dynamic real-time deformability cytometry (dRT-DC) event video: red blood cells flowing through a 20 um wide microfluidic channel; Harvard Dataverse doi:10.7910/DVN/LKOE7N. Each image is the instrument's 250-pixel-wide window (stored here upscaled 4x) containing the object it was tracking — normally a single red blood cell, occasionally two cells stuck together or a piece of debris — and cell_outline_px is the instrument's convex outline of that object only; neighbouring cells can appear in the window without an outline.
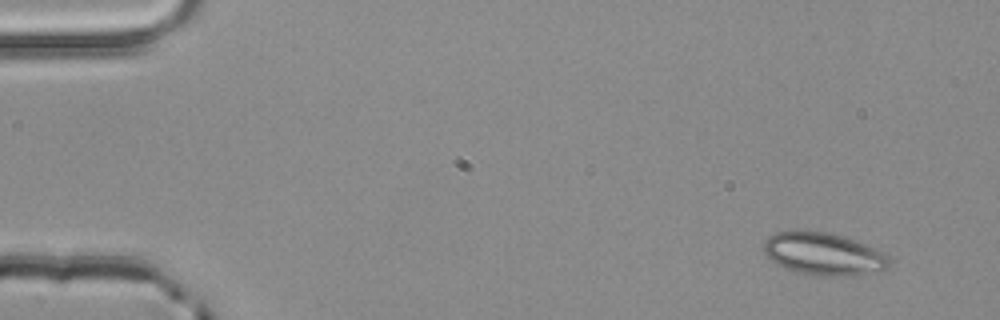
{"species": "common noctule bat (a hibernating species)", "species_latin": "Nyctalus noctula", "temperature_condition": "room temperature", "stored_images_in_passage": 4, "camera_frame_rate_fps": 3000, "um_per_image_px": 0.085, "animal": {"sex": "male", "body_mass_g": 20.4}, "frame": {"image": 1, "passage_image": 1, "time_ms": 0.0, "image_size_px": [1000, 320], "cell_outline_px": [[888, 264], [884, 268], [864, 272], [832, 276], [824, 276], [800, 272], [784, 268], [776, 264], [764, 252], [764, 240], [768, 236], [776, 232], [792, 228], [824, 232], [844, 236], [876, 248], [884, 252], [888, 256]], "centroid_in_image_um": [69.9, 21.52], "position_along_channel_um": 15.1, "area_um2": 30.75}}